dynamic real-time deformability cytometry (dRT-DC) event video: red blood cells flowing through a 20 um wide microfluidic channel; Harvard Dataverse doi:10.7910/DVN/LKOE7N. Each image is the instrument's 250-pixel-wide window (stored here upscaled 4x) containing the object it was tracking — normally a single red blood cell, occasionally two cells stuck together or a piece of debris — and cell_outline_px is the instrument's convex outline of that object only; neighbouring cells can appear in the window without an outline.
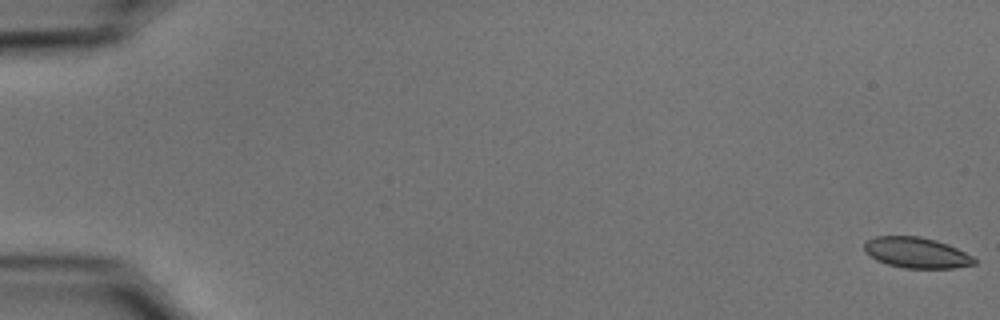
{"species": "common noctule bat (a hibernating species)", "species_latin": "Nyctalus noctula", "temperature_condition": "cold", "stored_images_in_passage": 55, "camera_frame_rate_fps": 3000, "um_per_image_px": 0.085, "animal": {"sex": "male", "body_mass_g": 15.6}, "frame": {"image": 1, "passage_image": 1, "time_ms": 0.0, "image_size_px": [1000, 320], "cell_outline_px": [[976, 264], [956, 268], [904, 268], [888, 264], [876, 260], [864, 252], [864, 240], [876, 236], [920, 236], [936, 240], [948, 244], [972, 256], [976, 260]], "centroid_in_image_um": [77.87, 21.47], "position_along_channel_um": 7.1, "area_um2": 19.83}}
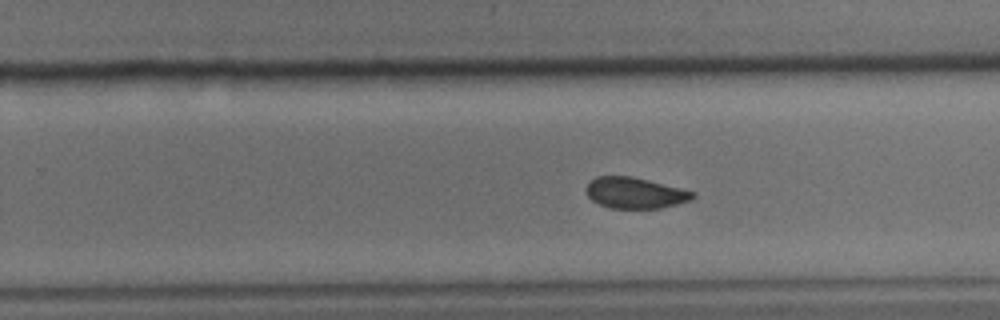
{"frame": {"image": 2, "passage_image": 36, "time_ms": 11.667, "image_size_px": [1000, 320], "cell_outline_px": [[696, 196], [692, 200], [660, 208], [608, 208], [592, 200], [588, 196], [588, 180], [596, 176], [632, 176], [696, 192]], "centroid_in_image_um": [53.99, 16.39], "position_along_channel_um": 275.8, "area_um2": 19.19}}
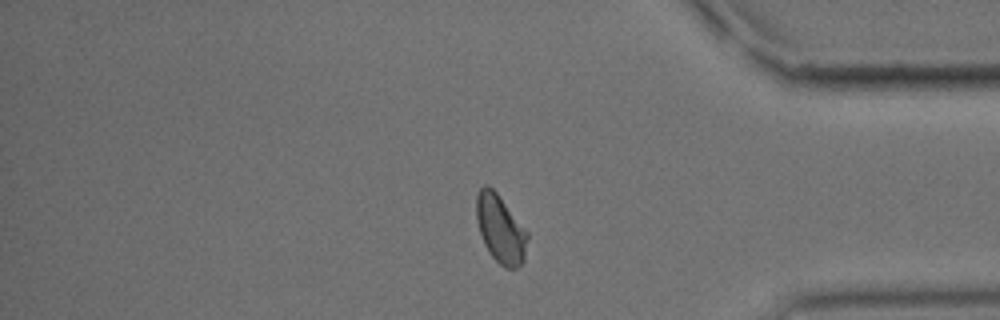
{"frame": {"image": 3, "passage_image": 47, "time_ms": 15.333, "image_size_px": [1000, 320], "cell_outline_px": [[528, 236], [524, 260], [516, 268], [504, 268], [492, 256], [484, 244], [476, 220], [476, 196], [480, 188], [484, 184], [488, 184], [496, 192], [528, 232]], "centroid_in_image_um": [42.53, 19.45], "position_along_channel_um": 392.7, "area_um2": 20.11}, "authors_computed_cell_mechanics": {"area_um2": 20.519, "velocity_mm_per_s": 3.6825, "shape_relaxation_time_tau1_ms": 3.7548, "shape_relaxation_time_tau2_ms": 2.0553, "deformation_change_tau1": 0.0933, "deformation_change_tau2": 0.0601}}